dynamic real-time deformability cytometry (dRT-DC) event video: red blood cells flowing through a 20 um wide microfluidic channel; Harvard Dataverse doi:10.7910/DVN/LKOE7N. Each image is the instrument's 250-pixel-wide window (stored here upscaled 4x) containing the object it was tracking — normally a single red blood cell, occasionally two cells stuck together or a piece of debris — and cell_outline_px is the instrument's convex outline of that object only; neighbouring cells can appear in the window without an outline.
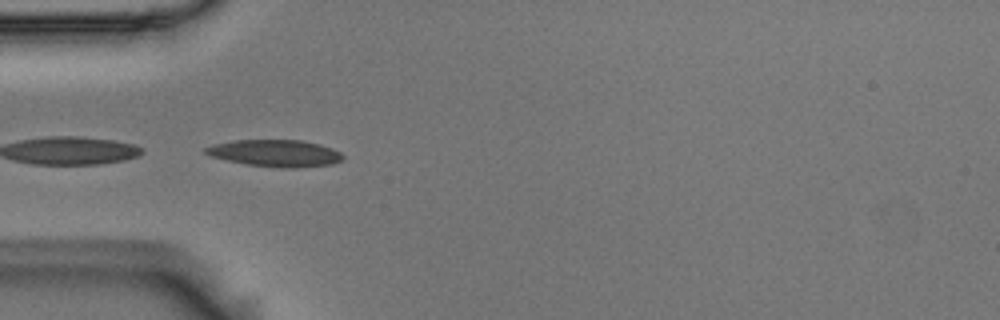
{"species": "Egyptian fruit bat (a non-hibernating species)", "species_latin": "Rousettus aegyptiacus", "temperature_condition": "room temperature", "stored_images_in_passage": 15, "camera_frame_rate_fps": 3000, "um_per_image_px": 0.085, "animal": {"sex": "male"}, "frame": {"image": 1, "passage_image": 9, "time_ms": 2.667, "image_size_px": [1000, 320], "cell_outline_px": [[344, 160], [332, 164], [296, 168], [280, 168], [248, 164], [228, 160], [212, 156], [204, 152], [204, 148], [212, 144], [236, 140], [300, 140], [320, 144], [332, 148], [340, 152], [344, 156]], "centroid_in_image_um": [23.44, 13.02], "position_along_channel_um": 61.6, "area_um2": 21.5}}